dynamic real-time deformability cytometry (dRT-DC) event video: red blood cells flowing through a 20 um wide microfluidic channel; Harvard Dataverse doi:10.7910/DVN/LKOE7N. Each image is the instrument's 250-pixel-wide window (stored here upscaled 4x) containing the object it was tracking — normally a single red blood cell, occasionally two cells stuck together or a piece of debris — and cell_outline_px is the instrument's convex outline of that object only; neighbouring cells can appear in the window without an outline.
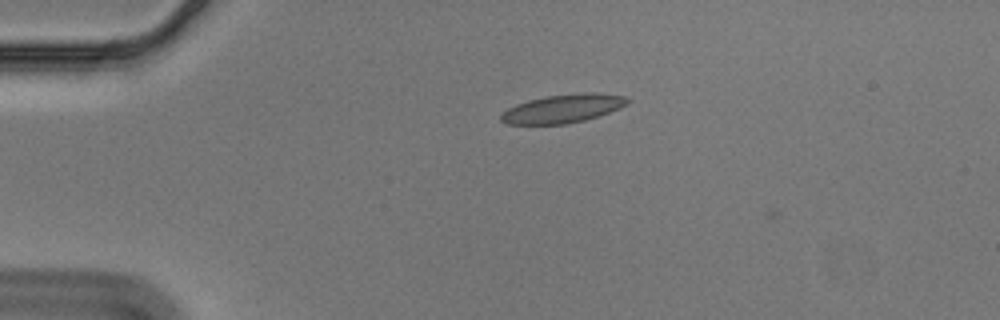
{"species": "Egyptian fruit bat (a non-hibernating species)", "species_latin": "Rousettus aegyptiacus", "temperature_condition": "cold", "stored_images_in_passage": 2, "camera_frame_rate_fps": 3000, "um_per_image_px": 0.085, "animal": {"sex": "male"}, "frame": {"image": 1, "passage_image": 1, "time_ms": 0.0, "image_size_px": [1000, 320], "cell_outline_px": [[632, 100], [628, 104], [620, 108], [584, 120], [564, 124], [508, 124], [500, 120], [500, 116], [508, 108], [516, 104], [528, 100], [548, 96], [584, 92], [596, 92], [624, 96]], "centroid_in_image_um": [47.87, 9.22], "position_along_channel_um": 37.1, "area_um2": 20.87}}